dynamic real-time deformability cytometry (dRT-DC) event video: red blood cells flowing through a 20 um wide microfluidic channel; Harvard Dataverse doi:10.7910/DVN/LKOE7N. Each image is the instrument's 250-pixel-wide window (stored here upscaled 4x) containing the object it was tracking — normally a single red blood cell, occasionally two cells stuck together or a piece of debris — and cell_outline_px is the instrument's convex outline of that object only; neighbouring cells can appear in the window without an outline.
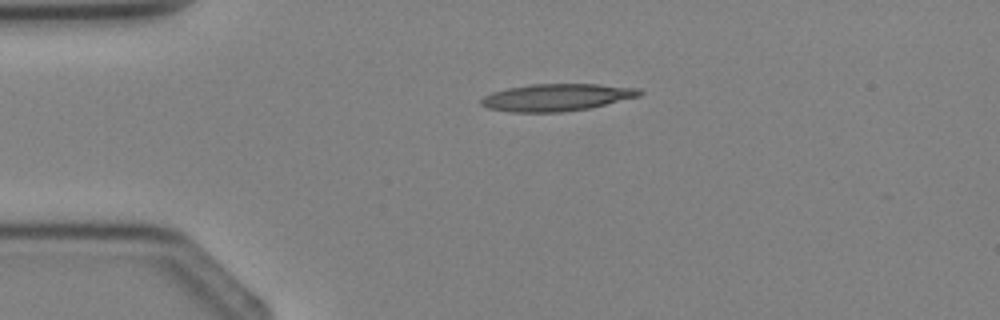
{"species": "Egyptian fruit bat (a non-hibernating species)", "species_latin": "Rousettus aegyptiacus", "temperature_condition": "cold", "stored_images_in_passage": 1, "camera_frame_rate_fps": 3000, "um_per_image_px": 0.085, "animal": {"sex": "female"}, "frame": {"image": 1, "passage_image": 1, "time_ms": 0.0, "image_size_px": [1000, 320], "cell_outline_px": [[644, 92], [640, 96], [588, 108], [560, 112], [512, 112], [488, 108], [480, 104], [480, 100], [484, 96], [492, 92], [508, 88], [532, 84], [600, 84], [640, 88]], "centroid_in_image_um": [47.33, 8.27], "position_along_channel_um": 37.7, "area_um2": 25.03}}